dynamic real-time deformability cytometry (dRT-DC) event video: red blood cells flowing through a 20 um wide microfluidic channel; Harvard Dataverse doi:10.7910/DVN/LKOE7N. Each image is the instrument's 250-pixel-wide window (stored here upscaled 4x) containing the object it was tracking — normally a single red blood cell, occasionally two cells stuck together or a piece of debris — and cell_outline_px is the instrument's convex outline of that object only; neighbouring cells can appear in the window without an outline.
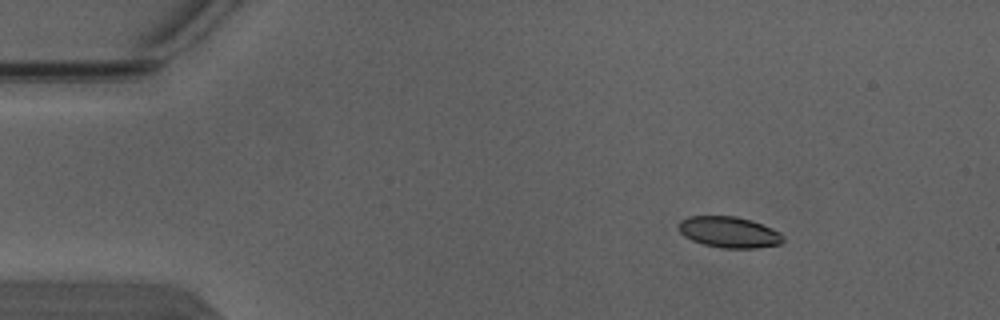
{"species": "Egyptian fruit bat (a non-hibernating species)", "species_latin": "Rousettus aegyptiacus", "temperature_condition": "warm", "stored_images_in_passage": 3, "camera_frame_rate_fps": 3000, "um_per_image_px": 0.085, "animal": {"sex": "male"}, "frame": {"image": 1, "passage_image": 1, "time_ms": 0.0, "image_size_px": [1000, 320], "cell_outline_px": [[784, 240], [780, 244], [756, 248], [720, 248], [704, 244], [692, 240], [684, 236], [680, 232], [680, 220], [688, 216], [736, 216], [752, 220], [772, 228], [780, 232], [784, 236]], "centroid_in_image_um": [62.0, 19.73], "position_along_channel_um": 23.0, "area_um2": 18.96}}